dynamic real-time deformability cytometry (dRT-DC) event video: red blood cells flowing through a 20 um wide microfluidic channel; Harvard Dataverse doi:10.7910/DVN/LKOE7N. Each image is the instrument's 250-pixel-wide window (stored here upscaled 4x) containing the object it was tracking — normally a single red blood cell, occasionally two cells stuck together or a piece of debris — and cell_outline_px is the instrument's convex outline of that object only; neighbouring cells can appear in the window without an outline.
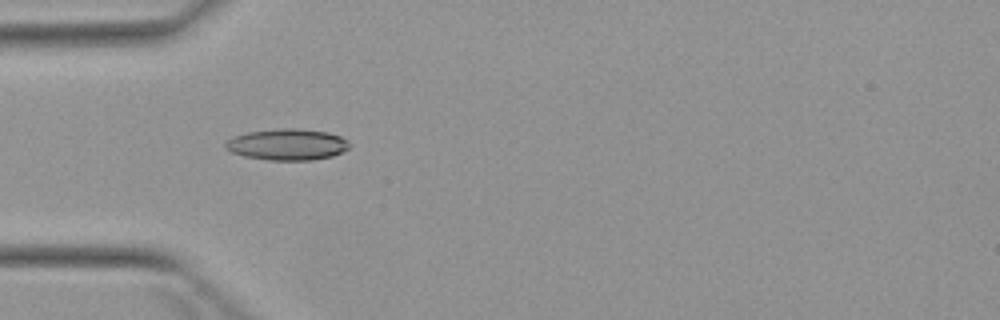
{"species": "Egyptian fruit bat (a non-hibernating species)", "species_latin": "Rousettus aegyptiacus", "temperature_condition": "warm", "stored_images_in_passage": 4, "camera_frame_rate_fps": 3000, "um_per_image_px": 0.085, "animal": {"sex": "female"}, "frame": {"image": 1, "passage_image": 3, "time_ms": 2.667, "image_size_px": [1000, 320], "cell_outline_px": [[352, 144], [348, 148], [332, 156], [312, 160], [268, 160], [244, 156], [232, 152], [224, 148], [224, 144], [232, 136], [248, 132], [276, 128], [300, 128], [328, 132], [340, 136], [348, 140]], "centroid_in_image_um": [24.41, 12.27], "position_along_channel_um": 60.6, "area_um2": 22.83}}